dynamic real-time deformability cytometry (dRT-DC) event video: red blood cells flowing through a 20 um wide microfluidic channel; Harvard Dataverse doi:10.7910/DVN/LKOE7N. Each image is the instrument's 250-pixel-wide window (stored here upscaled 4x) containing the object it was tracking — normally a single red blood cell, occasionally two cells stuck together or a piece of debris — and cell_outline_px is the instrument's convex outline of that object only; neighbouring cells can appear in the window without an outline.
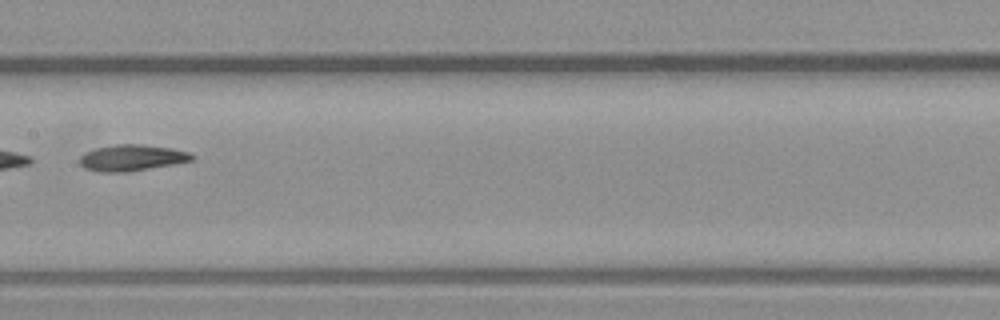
{"species": "common noctule bat (a hibernating species)", "species_latin": "Nyctalus noctula", "temperature_condition": "warm", "stored_images_in_passage": 8, "camera_frame_rate_fps": 3000, "um_per_image_px": 0.085, "animal": {"sex": "male", "body_mass_g": 23.1, "forearm_length_mm": 52.7}, "frame": {"image": 1, "passage_image": 7, "time_ms": 2.0, "image_size_px": [1000, 320], "cell_outline_px": [[196, 156], [192, 160], [172, 164], [128, 172], [100, 172], [84, 168], [80, 164], [80, 156], [96, 148], [116, 144], [140, 144], [172, 148], [188, 152]], "centroid_in_image_um": [11.2, 13.41], "position_along_channel_um": 196.2, "area_um2": 16.99}}
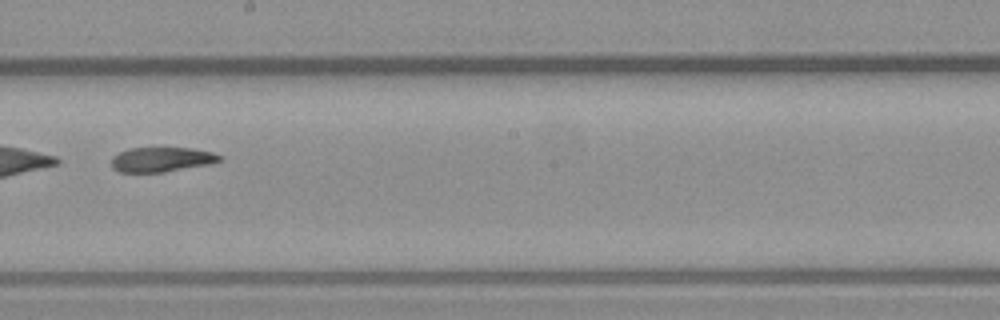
{"frame": {"image": 2, "passage_image": 8, "time_ms": 2.333, "image_size_px": [1000, 320], "cell_outline_px": [[224, 160], [212, 164], [164, 172], [120, 172], [112, 168], [112, 156], [128, 148], [192, 148], [212, 152], [224, 156]], "centroid_in_image_um": [13.79, 13.56], "position_along_channel_um": 234.4, "area_um2": 15.78}}